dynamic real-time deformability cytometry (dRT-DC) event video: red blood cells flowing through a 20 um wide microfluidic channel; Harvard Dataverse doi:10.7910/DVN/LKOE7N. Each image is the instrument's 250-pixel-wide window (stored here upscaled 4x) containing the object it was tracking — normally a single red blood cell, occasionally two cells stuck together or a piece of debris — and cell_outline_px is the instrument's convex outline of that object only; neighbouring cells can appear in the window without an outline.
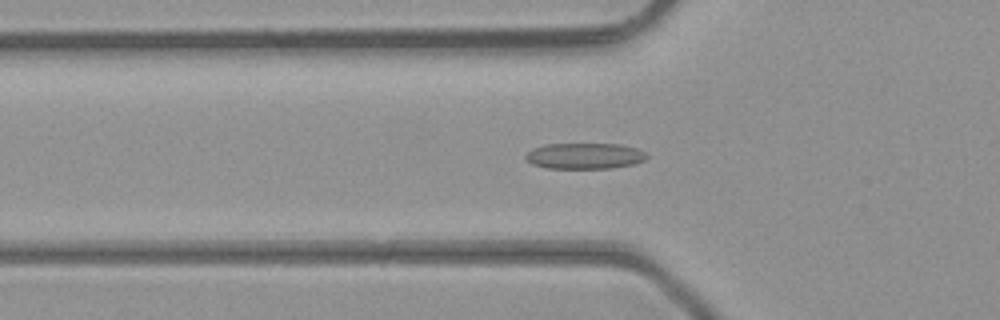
{"species": "common noctule bat (a hibernating species)", "species_latin": "Nyctalus noctula", "temperature_condition": "room temperature", "stored_images_in_passage": 47, "camera_frame_rate_fps": 3000, "um_per_image_px": 0.085, "animal": {"sex": "male", "body_mass_g": 23.1, "forearm_length_mm": 52.7}, "frame": {"image": 1, "passage_image": 15, "time_ms": 4.667, "image_size_px": [1000, 320], "cell_outline_px": [[648, 156], [644, 160], [632, 164], [612, 168], [548, 168], [532, 164], [524, 156], [532, 148], [544, 144], [620, 144], [636, 148], [644, 152]], "centroid_in_image_um": [49.68, 13.25], "position_along_channel_um": 76.1, "area_um2": 18.21}}
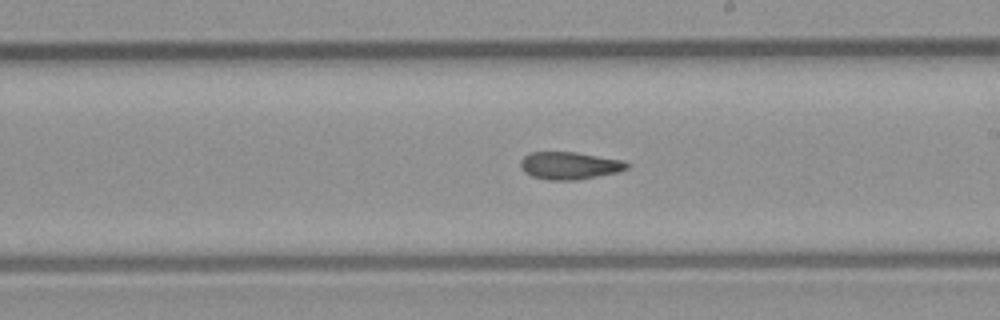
{"frame": {"image": 2, "passage_image": 26, "time_ms": 8.333, "image_size_px": [1000, 320], "cell_outline_px": [[628, 168], [616, 172], [576, 180], [548, 180], [532, 176], [524, 172], [520, 168], [520, 160], [528, 152], [576, 152], [620, 160], [628, 164]], "centroid_in_image_um": [48.32, 14.07], "position_along_channel_um": 240.7, "area_um2": 16.88}}
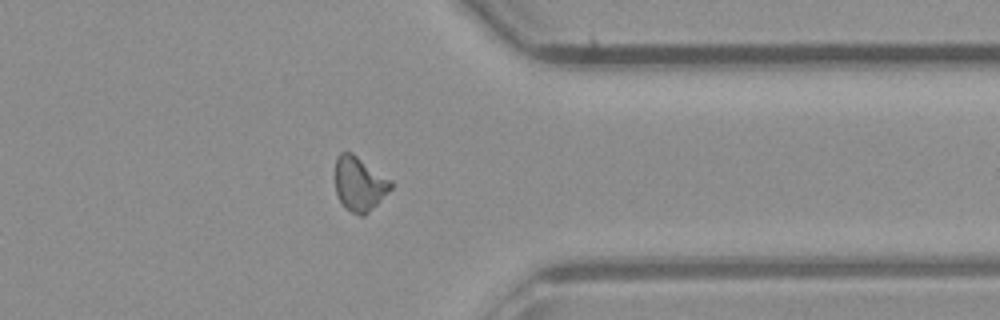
{"frame": {"image": 3, "passage_image": 36, "time_ms": 11.667, "image_size_px": [1000, 320], "cell_outline_px": [[392, 188], [364, 216], [360, 216], [344, 208], [336, 192], [336, 156], [340, 152], [352, 152], [392, 180]], "centroid_in_image_um": [30.55, 15.61], "position_along_channel_um": 380.9, "area_um2": 17.57}, "authors_computed_cell_mechanics": {"area_um2": 17.3978, "velocity_mm_per_s": 4.4523, "shape_relaxation_time_tau1_ms": null, "shape_relaxation_time_tau2_ms": 2.877, "deformation_change_tau1": null, "deformation_change_tau2": 0.103}}